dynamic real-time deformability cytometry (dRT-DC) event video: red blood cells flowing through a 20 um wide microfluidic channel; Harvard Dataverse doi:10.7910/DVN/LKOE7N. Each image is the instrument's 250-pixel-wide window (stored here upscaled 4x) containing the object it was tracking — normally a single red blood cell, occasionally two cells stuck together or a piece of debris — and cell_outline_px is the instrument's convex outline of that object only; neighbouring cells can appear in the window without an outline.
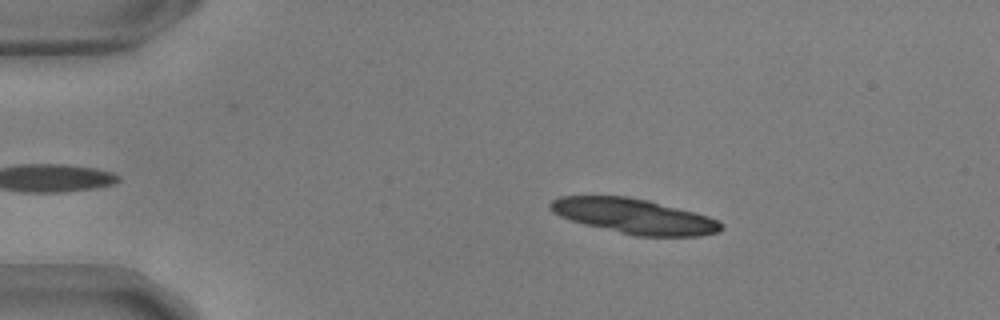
{"species": "common noctule bat (a hibernating species)", "species_latin": "Nyctalus noctula", "temperature_condition": "warm", "stored_images_in_passage": 37, "camera_frame_rate_fps": 3000, "um_per_image_px": 0.085, "animal": {"sex": "male", "body_mass_g": 17.9, "forearm_length_mm": 54.2}, "frame": {"image": 1, "passage_image": 9, "time_ms": 2.667, "image_size_px": [1000, 320], "cell_outline_px": [[724, 228], [720, 232], [700, 236], [636, 236], [584, 224], [560, 216], [552, 212], [548, 208], [548, 204], [552, 200], [560, 196], [628, 196], [648, 200], [708, 216], [724, 224]], "centroid_in_image_um": [53.9, 18.38], "position_along_channel_um": 31.1, "area_um2": 34.8}}
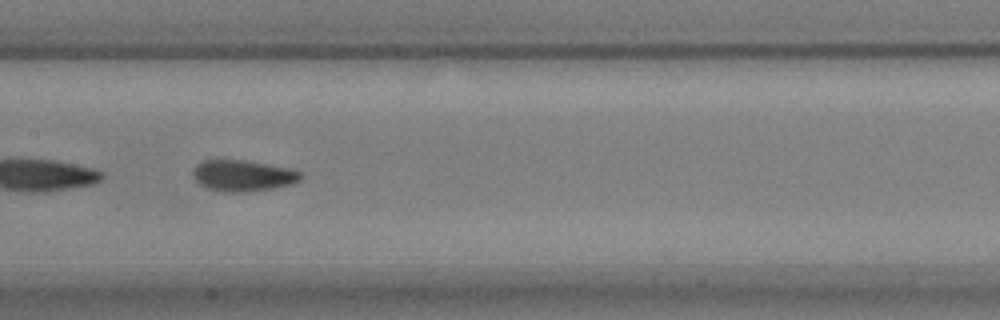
{"frame": {"image": 2, "passage_image": 27, "time_ms": 8.667, "image_size_px": [1000, 320], "cell_outline_px": [[304, 176], [300, 180], [292, 184], [272, 188], [244, 192], [220, 192], [208, 188], [200, 184], [192, 176], [192, 168], [200, 160], [244, 160], [292, 168], [300, 172]], "centroid_in_image_um": [20.63, 14.92], "position_along_channel_um": 186.8, "area_um2": 19.83}}
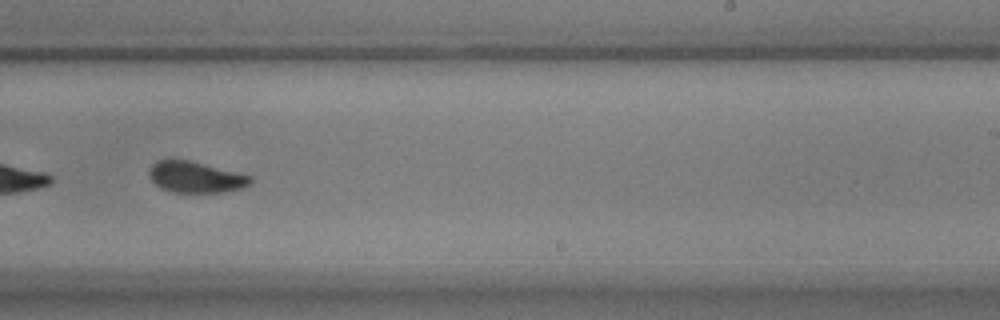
{"frame": {"image": 3, "passage_image": 34, "time_ms": 11.0, "image_size_px": [1000, 320], "cell_outline_px": [[252, 180], [244, 188], [220, 192], [172, 192], [160, 188], [152, 180], [148, 172], [152, 164], [156, 160], [188, 160], [252, 176]], "centroid_in_image_um": [16.61, 15.06], "position_along_channel_um": 272.4, "area_um2": 18.15}}